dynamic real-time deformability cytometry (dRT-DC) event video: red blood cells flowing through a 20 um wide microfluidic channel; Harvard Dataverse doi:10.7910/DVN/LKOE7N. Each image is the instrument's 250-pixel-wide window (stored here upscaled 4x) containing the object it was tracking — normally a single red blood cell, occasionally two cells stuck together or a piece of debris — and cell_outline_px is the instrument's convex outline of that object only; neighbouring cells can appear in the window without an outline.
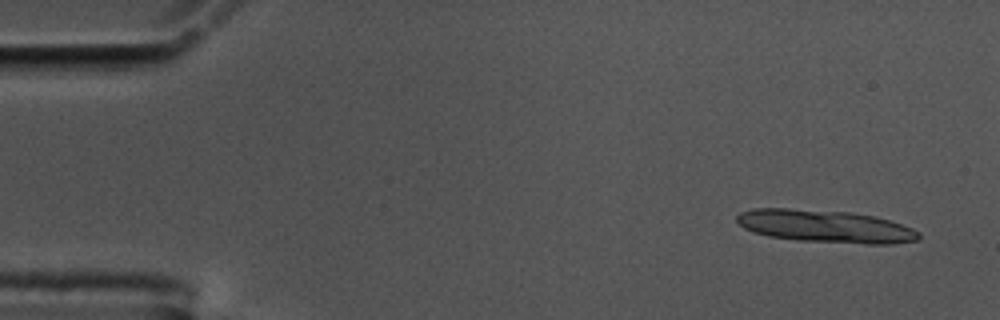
{"species": "common noctule bat (a hibernating species)", "species_latin": "Nyctalus noctula", "temperature_condition": "cold", "stored_images_in_passage": 13, "camera_frame_rate_fps": 3000, "um_per_image_px": 0.085, "animal": {"sex": "male", "body_mass_g": 17.5, "forearm_length_mm": 52.3}, "frame": {"image": 1, "passage_image": 3, "time_ms": 0.667, "image_size_px": [1000, 320], "cell_outline_px": [[920, 236], [916, 240], [892, 244], [868, 244], [796, 240], [768, 236], [744, 228], [736, 220], [736, 216], [740, 212], [752, 208], [788, 208], [852, 212], [876, 216], [912, 228], [920, 232]], "centroid_in_image_um": [70.15, 19.23], "position_along_channel_um": 14.9, "area_um2": 34.62}}